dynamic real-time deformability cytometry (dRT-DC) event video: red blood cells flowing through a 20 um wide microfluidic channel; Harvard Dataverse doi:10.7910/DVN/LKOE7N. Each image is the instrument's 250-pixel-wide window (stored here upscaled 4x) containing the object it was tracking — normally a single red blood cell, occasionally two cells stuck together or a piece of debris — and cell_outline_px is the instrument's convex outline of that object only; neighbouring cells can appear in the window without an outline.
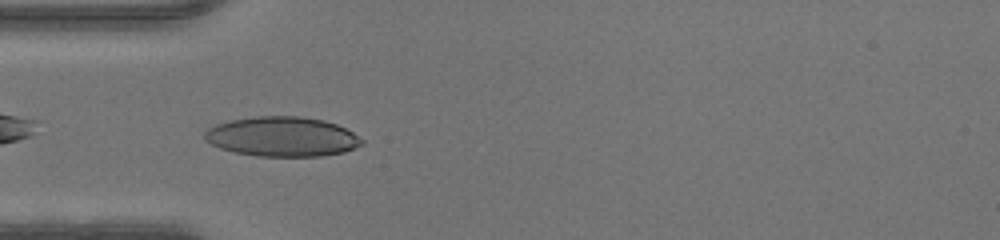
{"species": "human", "species_latin": "Homo sapiens", "temperature_condition": "warm", "stored_images_in_passage": 35, "camera_frame_rate_fps": 3000, "um_per_image_px": 0.085, "donor": {"sex": "male"}, "frame": {"image": 1, "passage_image": 2, "time_ms": 0.333, "image_size_px": [1000, 240], "cell_outline_px": [[364, 144], [356, 148], [344, 152], [320, 156], [256, 156], [236, 152], [220, 148], [204, 140], [204, 132], [208, 128], [216, 124], [228, 120], [256, 116], [300, 116], [324, 120], [336, 124], [352, 132], [364, 140]], "centroid_in_image_um": [23.98, 11.61], "position_along_channel_um": 61.0, "area_um2": 36.53}}
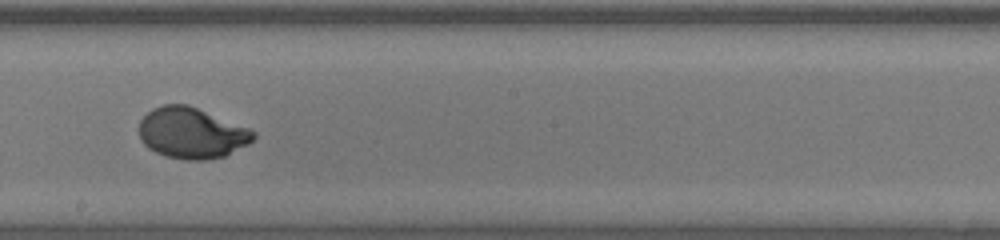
{"frame": {"image": 2, "passage_image": 14, "time_ms": 4.333, "image_size_px": [1000, 240], "cell_outline_px": [[256, 136], [248, 144], [224, 156], [208, 160], [184, 160], [168, 156], [156, 152], [148, 148], [140, 140], [140, 120], [152, 108], [164, 104], [188, 104], [248, 128], [256, 132]], "centroid_in_image_um": [16.28, 11.31], "position_along_channel_um": 231.9, "area_um2": 33.81}}
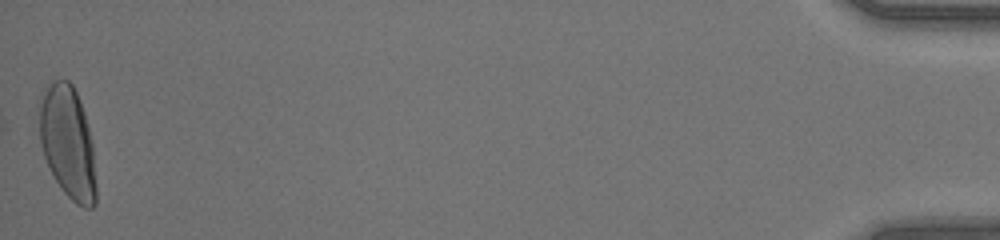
{"frame": {"image": 3, "passage_image": 35, "time_ms": 11.333, "image_size_px": [1000, 240], "cell_outline_px": [[96, 204], [92, 208], [84, 208], [76, 204], [64, 192], [52, 176], [44, 156], [40, 144], [40, 104], [44, 88], [52, 80], [68, 80], [72, 84], [80, 100], [84, 112], [92, 144], [96, 184]], "centroid_in_image_um": [5.76, 12.13], "position_along_channel_um": 429.4, "area_um2": 37.17}}